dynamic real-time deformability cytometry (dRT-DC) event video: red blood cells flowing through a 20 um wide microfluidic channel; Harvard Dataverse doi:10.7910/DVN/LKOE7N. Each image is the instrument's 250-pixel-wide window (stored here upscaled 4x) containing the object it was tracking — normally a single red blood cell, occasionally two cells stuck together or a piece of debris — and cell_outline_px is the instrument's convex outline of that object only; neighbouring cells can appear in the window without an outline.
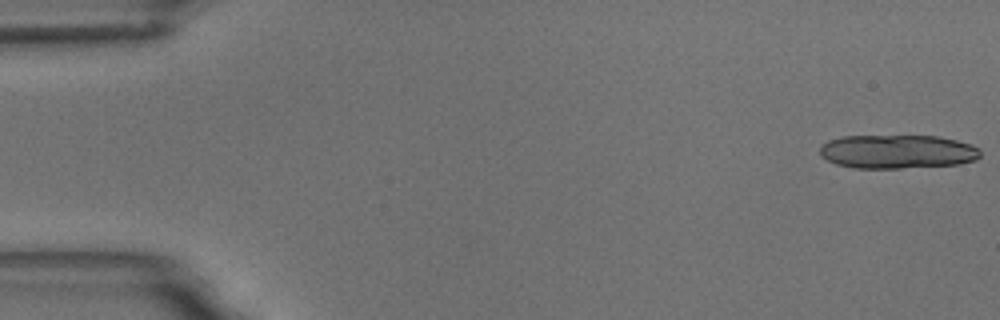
{"species": "common noctule bat (a hibernating species)", "species_latin": "Nyctalus noctula", "temperature_condition": "room temperature", "stored_images_in_passage": 9, "camera_frame_rate_fps": 3000, "um_per_image_px": 0.085, "animal": {"sex": "male", "body_mass_g": 18.8}, "frame": {"image": 1, "passage_image": 1, "time_ms": 0.0, "image_size_px": [1000, 320], "cell_outline_px": [[980, 156], [976, 160], [960, 164], [900, 168], [856, 168], [836, 164], [820, 156], [820, 144], [828, 140], [844, 136], [936, 136], [956, 140], [972, 144], [980, 148]], "centroid_in_image_um": [76.28, 12.89], "position_along_channel_um": 8.7, "area_um2": 31.79}}